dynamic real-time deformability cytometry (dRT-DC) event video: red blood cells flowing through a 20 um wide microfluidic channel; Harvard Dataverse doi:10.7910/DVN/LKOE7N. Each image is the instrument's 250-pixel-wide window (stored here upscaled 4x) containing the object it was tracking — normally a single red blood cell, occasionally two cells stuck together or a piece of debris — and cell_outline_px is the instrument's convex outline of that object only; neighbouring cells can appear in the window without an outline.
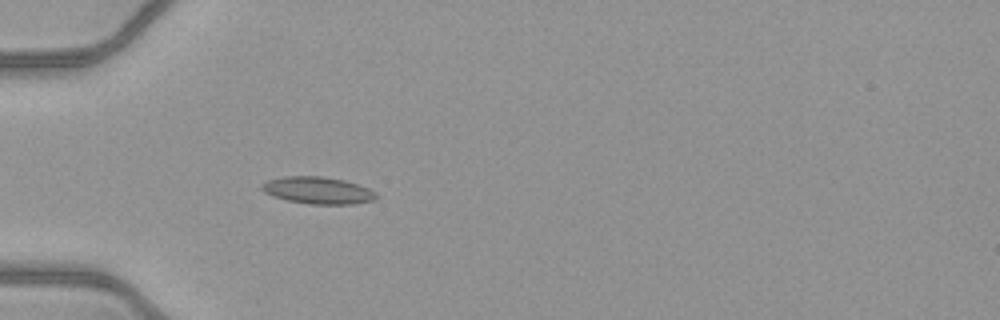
{"species": "common noctule bat (a hibernating species)", "species_latin": "Nyctalus noctula", "temperature_condition": "warm", "stored_images_in_passage": 35, "camera_frame_rate_fps": 3000, "um_per_image_px": 0.085, "animal": {"sex": "female", "body_mass_g": 21.9}, "frame": {"image": 1, "passage_image": 1, "time_ms": 0.0, "image_size_px": [1000, 320], "cell_outline_px": [[380, 196], [376, 200], [352, 204], [308, 204], [288, 200], [272, 196], [264, 192], [260, 188], [260, 184], [268, 180], [284, 176], [320, 176], [344, 180], [368, 188], [376, 192]], "centroid_in_image_um": [27.02, 16.18], "position_along_channel_um": 58.0, "area_um2": 18.15}}
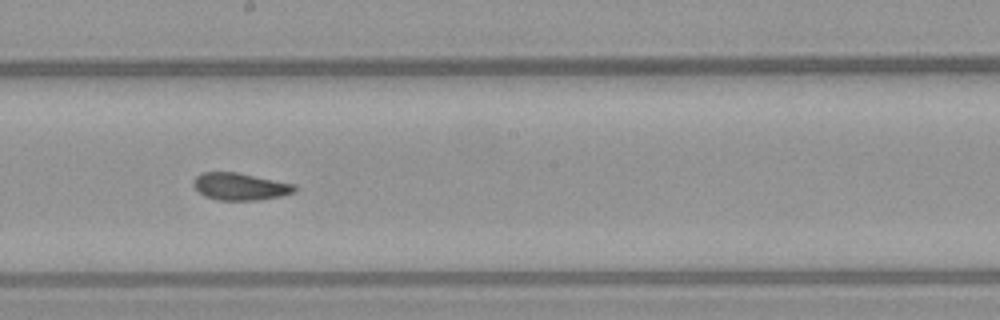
{"frame": {"image": 2, "passage_image": 14, "time_ms": 4.333, "image_size_px": [1000, 320], "cell_outline_px": [[296, 192], [280, 196], [260, 200], [216, 200], [204, 196], [192, 184], [196, 176], [200, 172], [236, 172], [296, 184]], "centroid_in_image_um": [20.42, 15.85], "position_along_channel_um": 227.8, "area_um2": 16.13}}
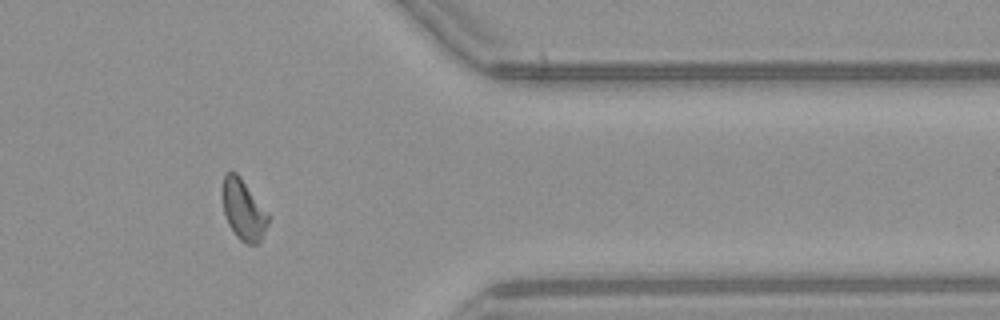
{"frame": {"image": 3, "passage_image": 27, "time_ms": 8.667, "image_size_px": [1000, 320], "cell_outline_px": [[268, 224], [260, 240], [256, 244], [248, 244], [240, 240], [236, 236], [228, 224], [224, 212], [220, 196], [220, 192], [224, 172], [236, 172], [240, 176], [268, 212]], "centroid_in_image_um": [20.64, 17.79], "position_along_channel_um": 390.8, "area_um2": 16.42}, "authors_computed_cell_mechanics": {"area_um2": 16.473, "velocity_mm_per_s": 4.1017, "shape_relaxation_time_tau1_ms": null, "shape_relaxation_time_tau2_ms": 1.6073, "deformation_change_tau1": null, "deformation_change_tau2": 0.0717}}